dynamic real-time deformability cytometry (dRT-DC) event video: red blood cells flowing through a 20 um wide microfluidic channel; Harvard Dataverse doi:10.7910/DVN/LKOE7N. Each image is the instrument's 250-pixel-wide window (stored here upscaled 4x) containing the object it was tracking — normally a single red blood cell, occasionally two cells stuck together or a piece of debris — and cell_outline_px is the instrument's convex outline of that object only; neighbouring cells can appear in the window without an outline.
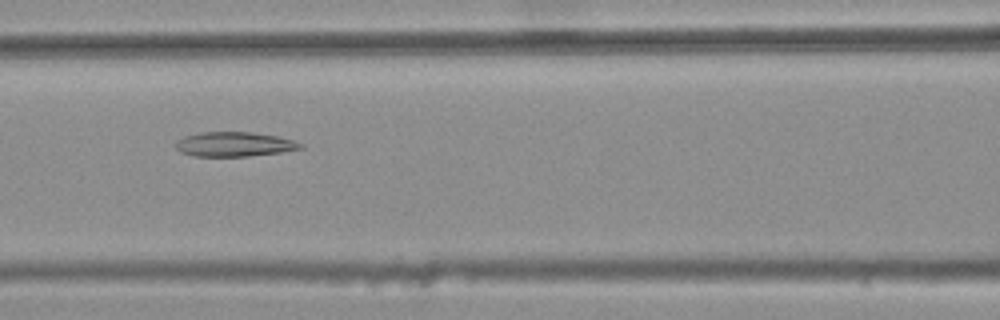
{"species": "common noctule bat (a hibernating species)", "species_latin": "Nyctalus noctula", "temperature_condition": "warm", "stored_images_in_passage": 34, "camera_frame_rate_fps": 3000, "um_per_image_px": 0.085, "animal": {"sex": "female", "body_mass_g": 25.1}, "frame": {"image": 1, "passage_image": 9, "time_ms": 2.667, "image_size_px": [1000, 320], "cell_outline_px": [[304, 148], [280, 152], [248, 156], [192, 156], [180, 152], [176, 148], [176, 140], [184, 136], [200, 132], [252, 132], [280, 136], [304, 144]], "centroid_in_image_um": [19.91, 12.25], "position_along_channel_um": 146.7, "area_um2": 17.98}}
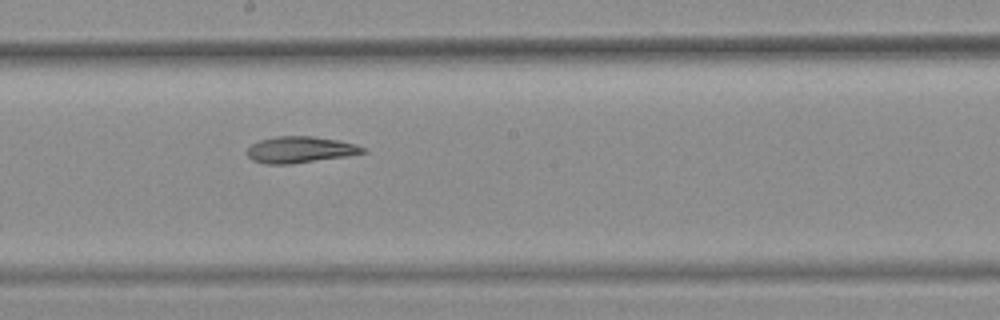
{"frame": {"image": 2, "passage_image": 15, "time_ms": 4.667, "image_size_px": [1000, 320], "cell_outline_px": [[368, 152], [348, 156], [292, 164], [264, 164], [252, 160], [244, 152], [252, 144], [260, 140], [276, 136], [312, 136], [336, 140], [356, 144], [368, 148]], "centroid_in_image_um": [25.53, 12.73], "position_along_channel_um": 222.7, "area_um2": 18.03}}
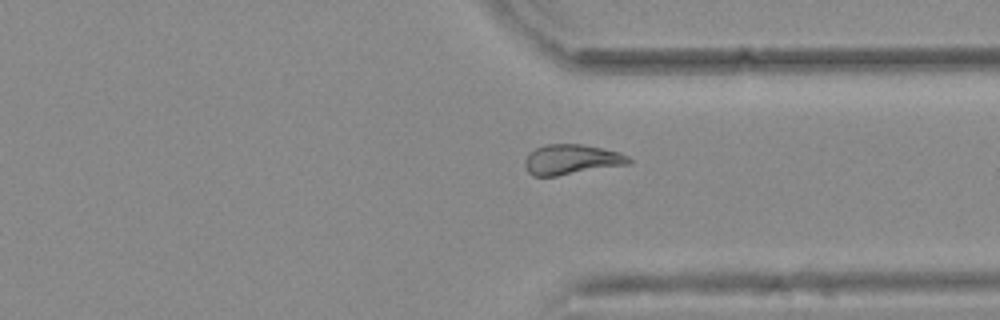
{"frame": {"image": 3, "passage_image": 26, "time_ms": 8.333, "image_size_px": [1000, 320], "cell_outline_px": [[632, 160], [628, 164], [556, 176], [532, 176], [528, 172], [524, 164], [524, 160], [528, 152], [544, 144], [584, 144], [620, 152], [628, 156]], "centroid_in_image_um": [48.54, 13.55], "position_along_channel_um": 362.9, "area_um2": 18.32}, "authors_computed_cell_mechanics": {"area_um2": 18.1492, "velocity_mm_per_s": 3.8052, "shape_relaxation_time_tau1_ms": null, "shape_relaxation_time_tau2_ms": 3.5411, "deformation_change_tau1": null, "deformation_change_tau2": 0.1077}}